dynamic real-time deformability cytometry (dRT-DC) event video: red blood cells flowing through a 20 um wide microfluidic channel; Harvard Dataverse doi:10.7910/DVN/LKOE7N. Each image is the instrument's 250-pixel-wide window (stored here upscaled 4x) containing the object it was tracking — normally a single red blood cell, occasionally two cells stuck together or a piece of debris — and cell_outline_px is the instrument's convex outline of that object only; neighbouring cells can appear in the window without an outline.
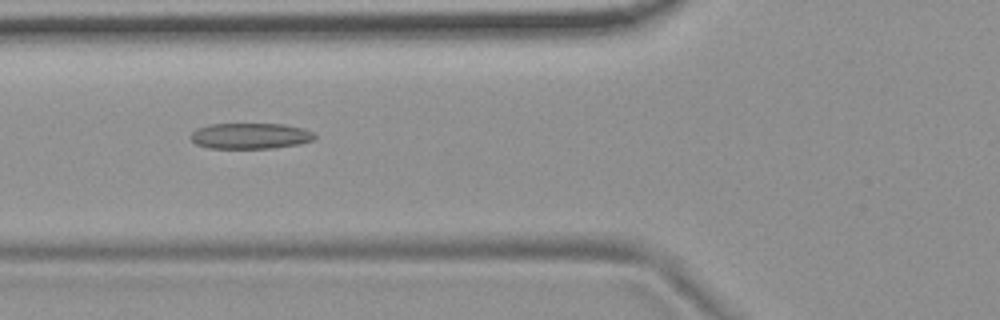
{"species": "common noctule bat (a hibernating species)", "species_latin": "Nyctalus noctula", "temperature_condition": "room temperature", "stored_images_in_passage": 40, "camera_frame_rate_fps": 3000, "um_per_image_px": 0.085, "animal": {"sex": "female", "body_mass_g": 19.9}, "frame": {"image": 1, "passage_image": 9, "time_ms": 2.667, "image_size_px": [1000, 320], "cell_outline_px": [[316, 136], [312, 140], [300, 144], [272, 148], [208, 148], [196, 144], [192, 140], [192, 132], [196, 128], [212, 124], [284, 124], [300, 128], [312, 132]], "centroid_in_image_um": [21.26, 11.55], "position_along_channel_um": 104.5, "area_um2": 18.5}}
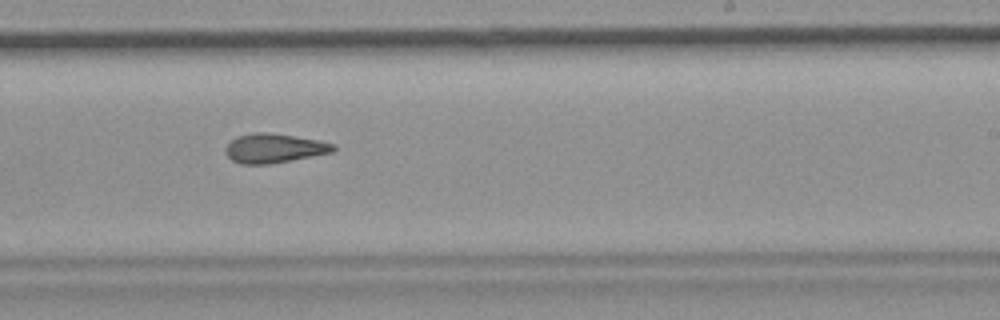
{"frame": {"image": 2, "passage_image": 22, "time_ms": 7.0, "image_size_px": [1000, 320], "cell_outline_px": [[336, 148], [332, 152], [268, 164], [240, 164], [232, 160], [228, 156], [224, 148], [236, 136], [256, 132], [268, 132], [320, 140], [336, 144]], "centroid_in_image_um": [23.29, 12.59], "position_along_channel_um": 265.7, "area_um2": 18.26}}
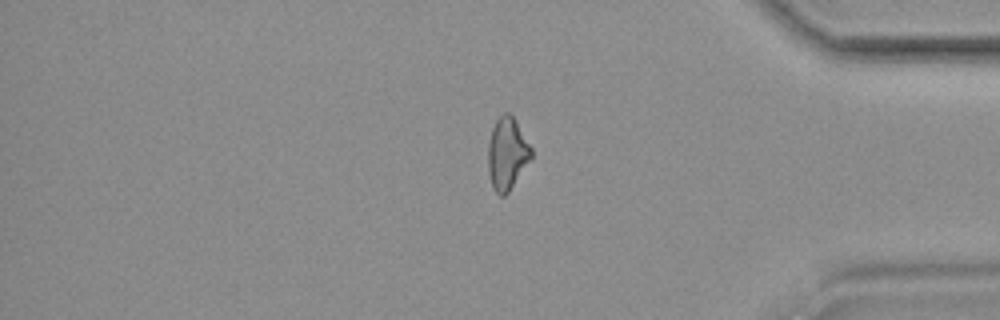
{"frame": {"image": 3, "passage_image": 34, "time_ms": 11.0, "image_size_px": [1000, 320], "cell_outline_px": [[532, 156], [508, 192], [504, 196], [500, 196], [492, 188], [488, 172], [488, 144], [492, 128], [496, 120], [504, 112], [508, 112], [512, 116], [532, 148]], "centroid_in_image_um": [43.08, 13.07], "position_along_channel_um": 392.1, "area_um2": 17.92}, "authors_computed_cell_mechanics": {"area_um2": 18.2648, "velocity_mm_per_s": 3.7273, "shape_relaxation_time_tau1_ms": null, "shape_relaxation_time_tau2_ms": 3.0571, "deformation_change_tau1": null, "deformation_change_tau2": 0.1229}}